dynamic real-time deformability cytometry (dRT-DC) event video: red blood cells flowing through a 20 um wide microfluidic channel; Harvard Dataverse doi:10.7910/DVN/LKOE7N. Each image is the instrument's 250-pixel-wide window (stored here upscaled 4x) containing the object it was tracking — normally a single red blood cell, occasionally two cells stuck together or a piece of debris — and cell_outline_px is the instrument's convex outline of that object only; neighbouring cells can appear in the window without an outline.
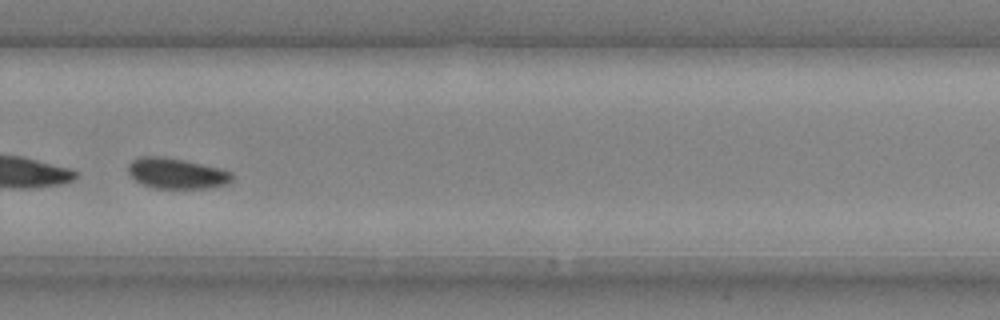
{"species": "common noctule bat (a hibernating species)", "species_latin": "Nyctalus noctula", "temperature_condition": "cold", "stored_images_in_passage": 33, "camera_frame_rate_fps": 3000, "um_per_image_px": 0.085, "animal": {"sex": "male", "body_mass_g": 20.4}, "frame": {"image": 1, "passage_image": 24, "time_ms": 7.667, "image_size_px": [1000, 320], "cell_outline_px": [[232, 180], [228, 184], [212, 188], [156, 188], [144, 184], [136, 180], [128, 172], [128, 164], [132, 160], [140, 156], [164, 156], [184, 160], [220, 168], [232, 172]], "centroid_in_image_um": [15.03, 14.73], "position_along_channel_um": 314.8, "area_um2": 18.55}}